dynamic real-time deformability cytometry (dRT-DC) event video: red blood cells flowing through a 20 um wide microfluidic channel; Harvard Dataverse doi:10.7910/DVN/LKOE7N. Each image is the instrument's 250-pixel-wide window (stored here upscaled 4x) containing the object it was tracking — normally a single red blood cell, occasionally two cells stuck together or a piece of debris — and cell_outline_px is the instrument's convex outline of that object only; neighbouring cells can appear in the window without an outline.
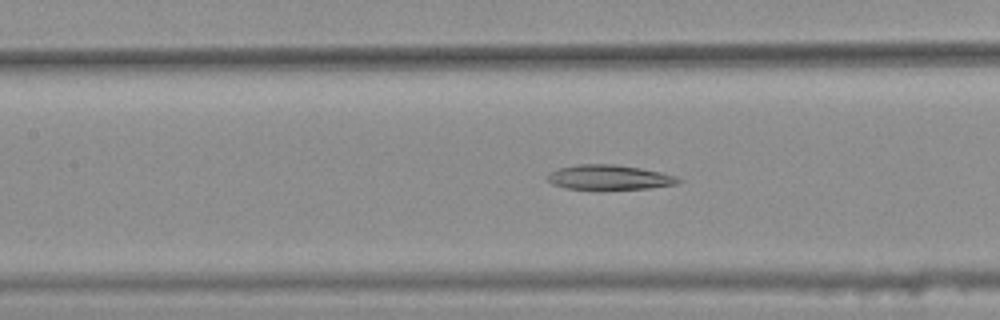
{"species": "common noctule bat (a hibernating species)", "species_latin": "Nyctalus noctula", "temperature_condition": "warm", "stored_images_in_passage": 39, "camera_frame_rate_fps": 3000, "um_per_image_px": 0.085, "animal": {"sex": "female", "body_mass_g": 25.1}, "frame": {"image": 1, "passage_image": 16, "time_ms": 5.0, "image_size_px": [1000, 320], "cell_outline_px": [[684, 180], [676, 184], [648, 188], [592, 192], [564, 188], [552, 184], [548, 180], [548, 176], [552, 172], [560, 168], [580, 164], [612, 164], [640, 168], [660, 172], [676, 176]], "centroid_in_image_um": [51.78, 15.12], "position_along_channel_um": 155.6, "area_um2": 19.54}}
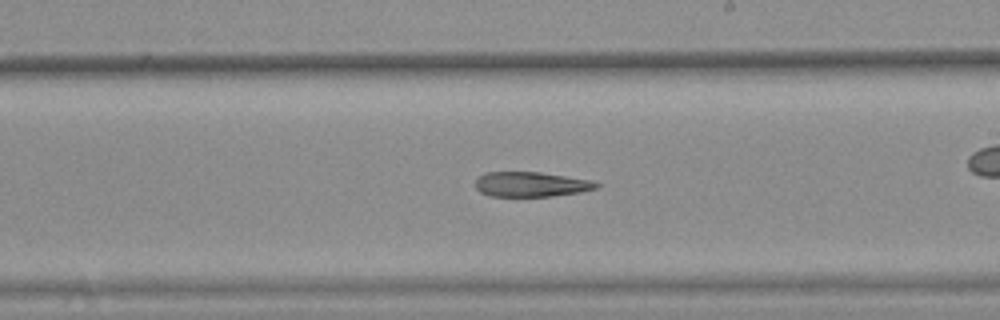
{"frame": {"image": 2, "passage_image": 23, "time_ms": 7.333, "image_size_px": [1000, 320], "cell_outline_px": [[600, 184], [596, 188], [580, 192], [552, 196], [488, 196], [480, 192], [476, 188], [476, 180], [484, 172], [540, 172], [592, 180]], "centroid_in_image_um": [45.13, 15.66], "position_along_channel_um": 243.9, "area_um2": 17.51}}
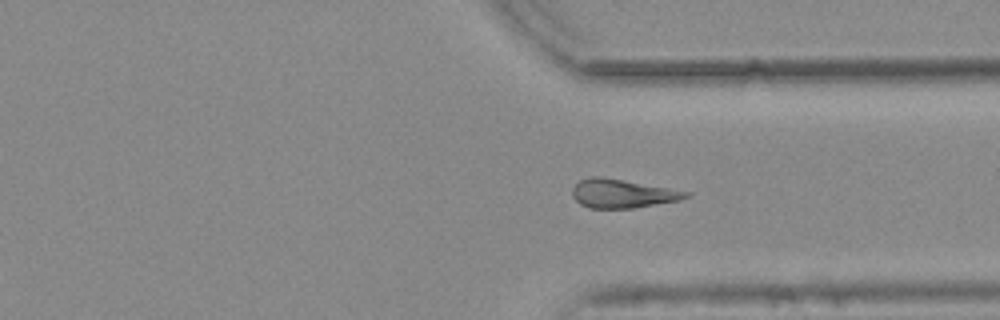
{"frame": {"image": 3, "passage_image": 32, "time_ms": 10.333, "image_size_px": [1000, 320], "cell_outline_px": [[692, 192], [688, 196], [680, 200], [632, 208], [588, 208], [580, 204], [572, 196], [572, 188], [580, 180], [592, 176], [600, 176]], "centroid_in_image_um": [52.87, 16.45], "position_along_channel_um": 358.5, "area_um2": 18.84}}